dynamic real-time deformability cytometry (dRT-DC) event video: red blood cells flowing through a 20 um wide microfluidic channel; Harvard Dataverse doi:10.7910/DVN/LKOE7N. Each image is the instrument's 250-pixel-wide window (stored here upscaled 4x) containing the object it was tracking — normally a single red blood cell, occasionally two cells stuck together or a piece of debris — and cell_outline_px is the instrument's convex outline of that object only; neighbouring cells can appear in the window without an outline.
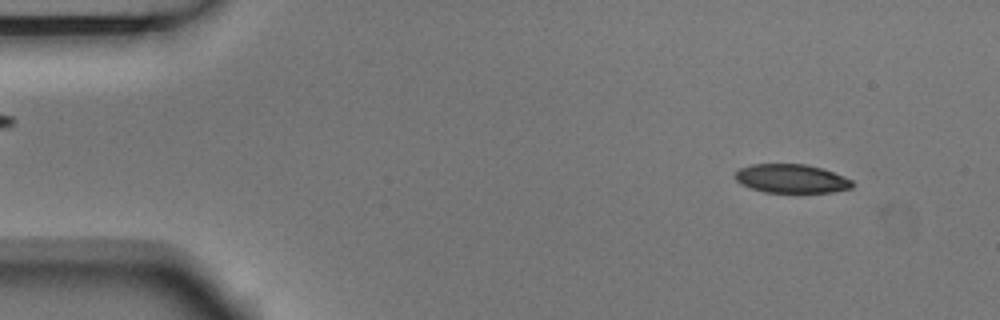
{"species": "Egyptian fruit bat (a non-hibernating species)", "species_latin": "Rousettus aegyptiacus", "temperature_condition": "room temperature", "stored_images_in_passage": 5, "camera_frame_rate_fps": 3000, "um_per_image_px": 0.085, "animal": {"sex": "male"}, "frame": {"image": 1, "passage_image": 1, "time_ms": 0.0, "image_size_px": [1000, 320], "cell_outline_px": [[852, 188], [832, 192], [764, 192], [740, 184], [736, 180], [736, 172], [740, 168], [752, 164], [804, 164], [820, 168], [832, 172], [852, 180]], "centroid_in_image_um": [67.25, 15.18], "position_along_channel_um": 17.8, "area_um2": 19.36}}
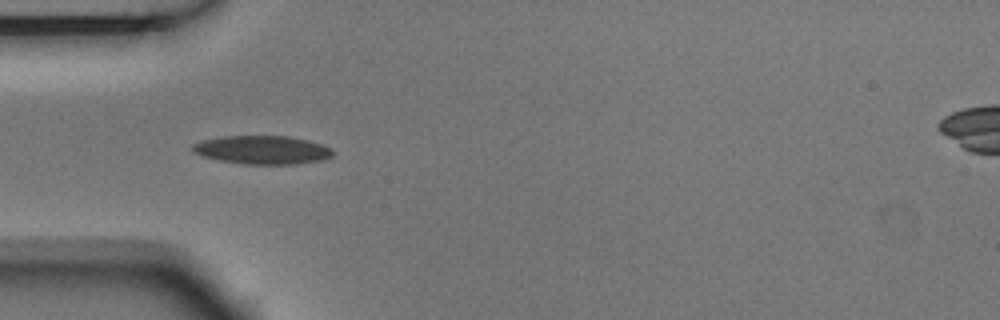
{"frame": {"image": 2, "passage_image": 4, "time_ms": 1.0, "image_size_px": [1000, 320], "cell_outline_px": [[332, 156], [320, 160], [296, 164], [244, 164], [220, 160], [204, 156], [192, 152], [192, 144], [204, 140], [224, 136], [288, 136], [308, 140], [332, 148]], "centroid_in_image_um": [22.29, 12.74], "position_along_channel_um": 62.7, "area_um2": 23.06}}
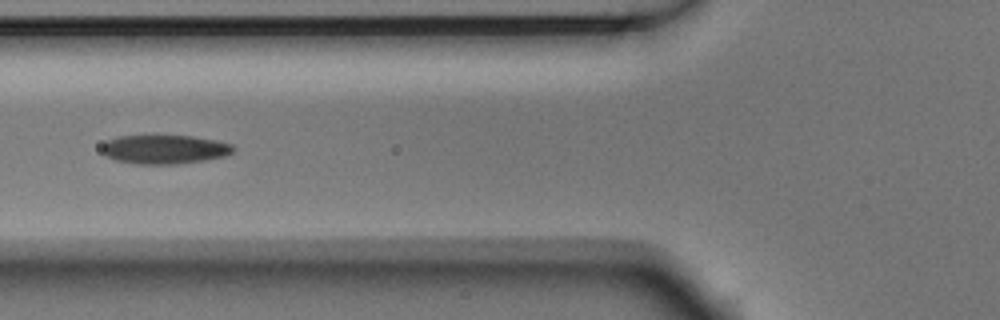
{"frame": {"image": 3, "passage_image": 5, "time_ms": 1.333, "image_size_px": [1000, 320], "cell_outline_px": [[236, 148], [232, 152], [224, 156], [204, 160], [176, 164], [132, 164], [116, 160], [104, 156], [100, 148], [108, 140], [116, 136], [156, 132], [192, 136], [216, 140], [232, 144]], "centroid_in_image_um": [13.92, 12.64], "position_along_channel_um": 111.9, "area_um2": 23.35}}